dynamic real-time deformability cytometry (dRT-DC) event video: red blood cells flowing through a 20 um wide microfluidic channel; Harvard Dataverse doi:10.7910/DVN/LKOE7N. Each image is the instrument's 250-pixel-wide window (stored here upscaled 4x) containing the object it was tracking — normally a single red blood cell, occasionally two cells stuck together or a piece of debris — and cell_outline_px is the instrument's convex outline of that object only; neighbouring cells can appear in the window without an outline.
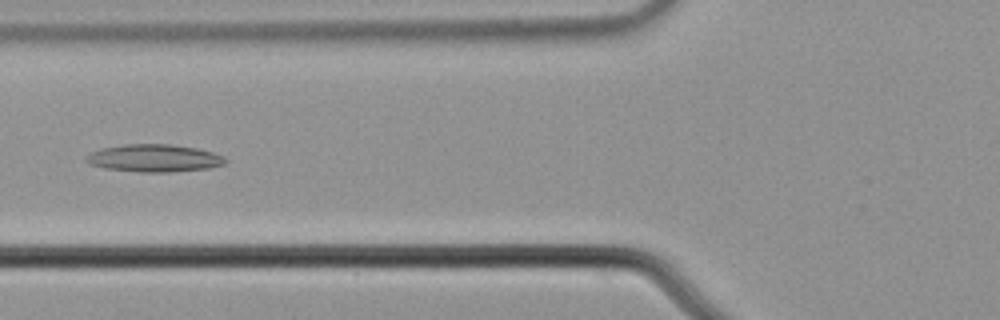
{"species": "common noctule bat (a hibernating species)", "species_latin": "Nyctalus noctula", "temperature_condition": "cold", "stored_images_in_passage": 5, "camera_frame_rate_fps": 3000, "um_per_image_px": 0.085, "animal": {"sex": "male", "body_mass_g": 21.5, "forearm_length_mm": 52.0}, "frame": {"image": 1, "passage_image": 5, "time_ms": 1.333, "image_size_px": [1000, 320], "cell_outline_px": [[228, 160], [224, 164], [208, 168], [172, 172], [140, 172], [104, 168], [88, 164], [84, 160], [92, 152], [100, 148], [124, 144], [168, 144], [196, 148], [212, 152], [224, 156]], "centroid_in_image_um": [13.09, 13.44], "position_along_channel_um": 112.7, "area_um2": 22.37}}